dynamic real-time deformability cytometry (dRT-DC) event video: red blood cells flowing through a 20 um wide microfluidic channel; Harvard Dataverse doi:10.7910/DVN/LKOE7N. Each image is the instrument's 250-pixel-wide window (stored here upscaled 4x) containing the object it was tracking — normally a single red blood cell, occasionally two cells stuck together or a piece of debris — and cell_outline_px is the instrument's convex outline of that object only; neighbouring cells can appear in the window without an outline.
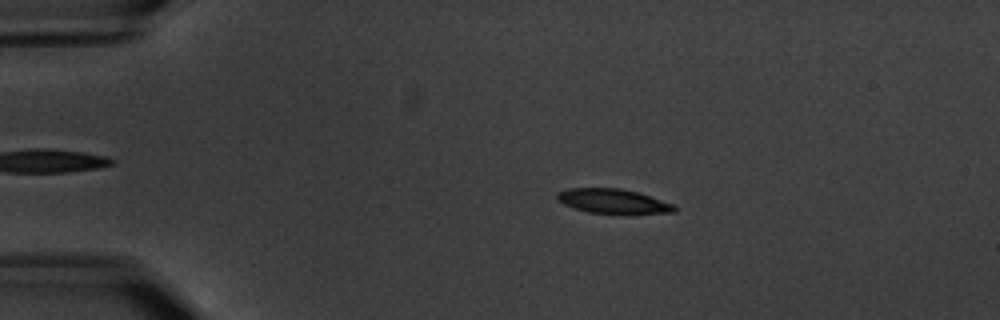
{"species": "common noctule bat (a hibernating species)", "species_latin": "Nyctalus noctula", "temperature_condition": "warm", "stored_images_in_passage": 4, "camera_frame_rate_fps": 3000, "um_per_image_px": 0.085, "animal": {"sex": "male", "body_mass_g": 20.1, "forearm_length_mm": 53.5}, "frame": {"image": 1, "passage_image": 3, "time_ms": 2.333, "image_size_px": [1000, 320], "cell_outline_px": [[676, 212], [588, 212], [564, 204], [556, 196], [556, 192], [568, 188], [620, 188], [636, 192], [676, 204]], "centroid_in_image_um": [52.09, 17.06], "position_along_channel_um": 32.9, "area_um2": 16.13}}